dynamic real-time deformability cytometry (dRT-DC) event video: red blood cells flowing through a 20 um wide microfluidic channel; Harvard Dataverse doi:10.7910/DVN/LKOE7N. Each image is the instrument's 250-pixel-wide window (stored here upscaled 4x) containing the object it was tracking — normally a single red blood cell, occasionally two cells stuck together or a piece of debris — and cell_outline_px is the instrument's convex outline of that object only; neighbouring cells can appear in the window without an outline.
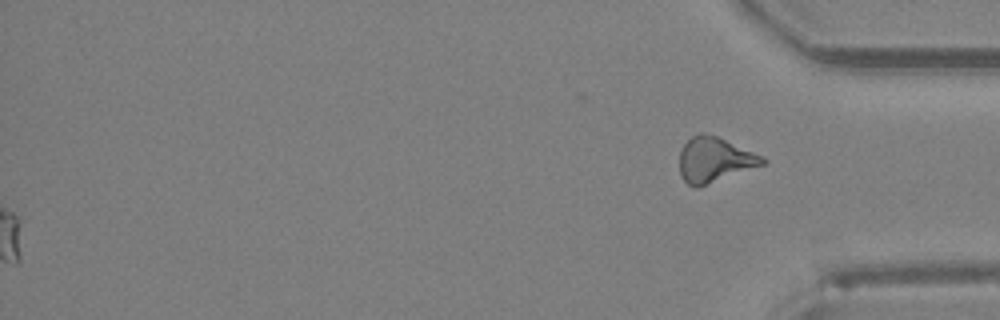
{"species": "Egyptian fruit bat (a non-hibernating species)", "species_latin": "Rousettus aegyptiacus", "temperature_condition": "room temperature", "stored_images_in_passage": 37, "segment_of_instrument_passage": [2, 2], "camera_frame_rate_fps": 3000, "um_per_image_px": 0.085, "animal": {"sex": "female"}, "frame": {"image": 1, "passage_image": 37, "time_ms": 12.0, "image_size_px": [1000, 320], "cell_outline_px": [[768, 160], [764, 164], [696, 188], [688, 184], [680, 176], [680, 148], [692, 136], [700, 132], [704, 132], [716, 136], [764, 156]], "centroid_in_image_um": [60.72, 13.57], "position_along_channel_um": 374.5, "area_um2": 21.62}}